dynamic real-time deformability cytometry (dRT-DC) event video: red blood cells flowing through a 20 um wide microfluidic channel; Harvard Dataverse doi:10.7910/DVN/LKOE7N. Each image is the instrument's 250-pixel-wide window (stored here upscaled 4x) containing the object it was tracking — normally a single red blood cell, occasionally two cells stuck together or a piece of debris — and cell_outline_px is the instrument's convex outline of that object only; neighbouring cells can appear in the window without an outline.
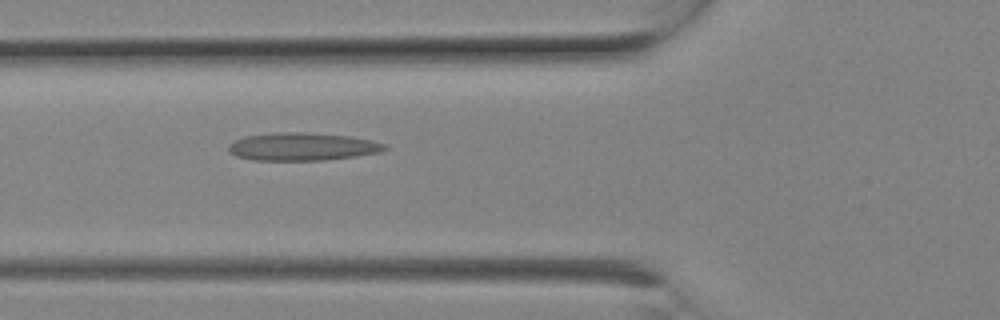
{"species": "Egyptian fruit bat (a non-hibernating species)", "species_latin": "Rousettus aegyptiacus", "temperature_condition": "room temperature", "stored_images_in_passage": 4, "camera_frame_rate_fps": 3000, "um_per_image_px": 0.085, "animal": {"sex": "female"}, "frame": {"image": 1, "passage_image": 4, "time_ms": 1.0, "image_size_px": [1000, 320], "cell_outline_px": [[388, 148], [380, 152], [356, 156], [324, 160], [252, 160], [236, 156], [228, 148], [228, 144], [244, 136], [276, 132], [304, 132], [348, 136], [372, 140], [384, 144]], "centroid_in_image_um": [25.69, 12.46], "position_along_channel_um": 100.1, "area_um2": 25.26}}